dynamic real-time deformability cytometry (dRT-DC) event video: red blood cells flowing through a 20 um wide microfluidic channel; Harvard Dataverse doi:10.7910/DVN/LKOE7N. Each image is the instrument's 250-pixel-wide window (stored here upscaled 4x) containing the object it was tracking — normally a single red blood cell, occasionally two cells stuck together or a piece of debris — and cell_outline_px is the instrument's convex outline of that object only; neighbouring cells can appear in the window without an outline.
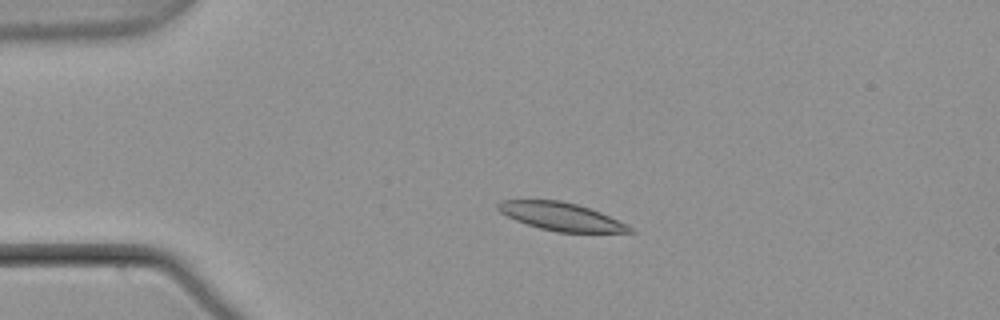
{"species": "common noctule bat (a hibernating species)", "species_latin": "Nyctalus noctula", "temperature_condition": "warm", "stored_images_in_passage": 5, "camera_frame_rate_fps": 3000, "um_per_image_px": 0.085, "animal": {"sex": "male", "body_mass_g": 21.5, "forearm_length_mm": 52.0}, "frame": {"image": 1, "passage_image": 3, "time_ms": 0.667, "image_size_px": [1000, 320], "cell_outline_px": [[636, 232], [556, 232], [540, 228], [516, 220], [500, 212], [496, 208], [496, 204], [500, 200], [560, 200], [576, 204], [600, 212], [628, 224]], "centroid_in_image_um": [47.69, 18.4], "position_along_channel_um": 37.3, "area_um2": 21.33}}
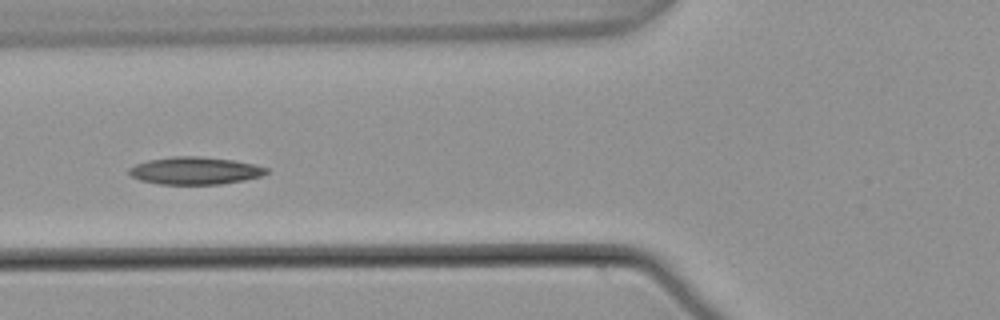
{"frame": {"image": 2, "passage_image": 5, "time_ms": 1.333, "image_size_px": [1000, 320], "cell_outline_px": [[268, 172], [260, 176], [244, 180], [220, 184], [160, 184], [140, 180], [132, 176], [128, 172], [128, 168], [136, 164], [148, 160], [172, 156], [196, 156], [232, 160], [252, 164], [268, 168]], "centroid_in_image_um": [16.54, 14.51], "position_along_channel_um": 109.3, "area_um2": 21.79}}